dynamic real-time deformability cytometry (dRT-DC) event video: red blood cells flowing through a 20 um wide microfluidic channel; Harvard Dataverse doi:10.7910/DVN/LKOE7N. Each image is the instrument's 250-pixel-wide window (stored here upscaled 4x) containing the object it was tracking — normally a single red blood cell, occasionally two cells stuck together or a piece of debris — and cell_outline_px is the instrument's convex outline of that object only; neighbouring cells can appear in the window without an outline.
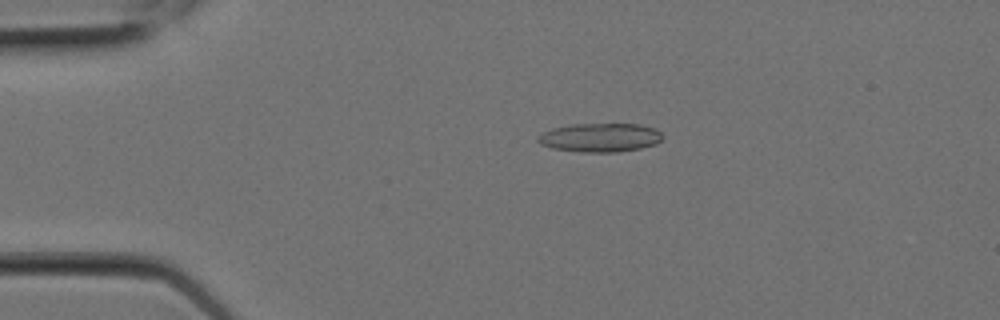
{"species": "Egyptian fruit bat (a non-hibernating species)", "species_latin": "Rousettus aegyptiacus", "temperature_condition": "room temperature", "stored_images_in_passage": 6, "camera_frame_rate_fps": 3000, "um_per_image_px": 0.085, "animal": {"sex": "female"}, "frame": {"image": 1, "passage_image": 3, "time_ms": 0.667, "image_size_px": [1000, 320], "cell_outline_px": [[664, 136], [656, 144], [640, 148], [620, 152], [580, 152], [552, 148], [540, 144], [536, 140], [536, 136], [552, 128], [572, 124], [640, 124], [656, 128]], "centroid_in_image_um": [51.01, 11.69], "position_along_channel_um": 34.0, "area_um2": 21.1}}
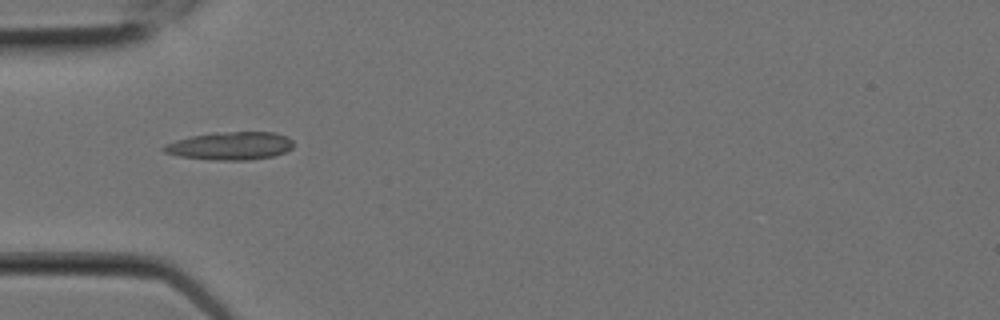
{"frame": {"image": 2, "passage_image": 5, "time_ms": 1.333, "image_size_px": [1000, 320], "cell_outline_px": [[292, 148], [284, 152], [272, 156], [252, 160], [208, 160], [176, 156], [164, 152], [160, 148], [164, 144], [176, 140], [192, 136], [212, 132], [276, 132], [288, 136], [292, 140]], "centroid_in_image_um": [19.54, 12.4], "position_along_channel_um": 65.5, "area_um2": 21.44}}
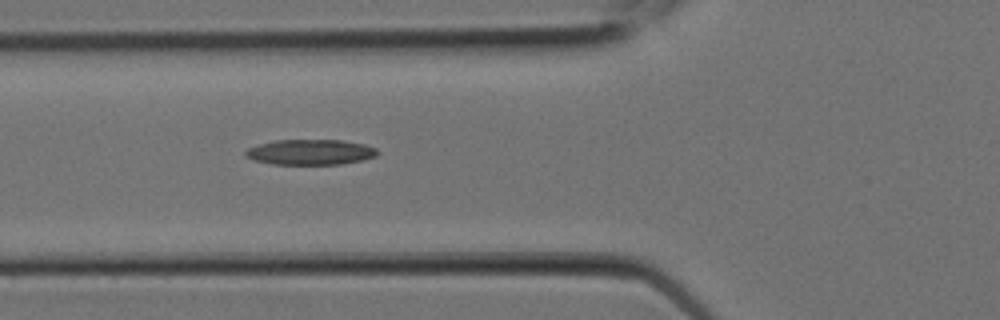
{"frame": {"image": 3, "passage_image": 6, "time_ms": 1.667, "image_size_px": [1000, 320], "cell_outline_px": [[380, 152], [376, 156], [360, 160], [340, 164], [272, 164], [252, 160], [244, 156], [244, 152], [248, 148], [260, 144], [276, 140], [340, 140], [364, 144], [376, 148]], "centroid_in_image_um": [26.36, 12.93], "position_along_channel_um": 99.4, "area_um2": 19.48}}